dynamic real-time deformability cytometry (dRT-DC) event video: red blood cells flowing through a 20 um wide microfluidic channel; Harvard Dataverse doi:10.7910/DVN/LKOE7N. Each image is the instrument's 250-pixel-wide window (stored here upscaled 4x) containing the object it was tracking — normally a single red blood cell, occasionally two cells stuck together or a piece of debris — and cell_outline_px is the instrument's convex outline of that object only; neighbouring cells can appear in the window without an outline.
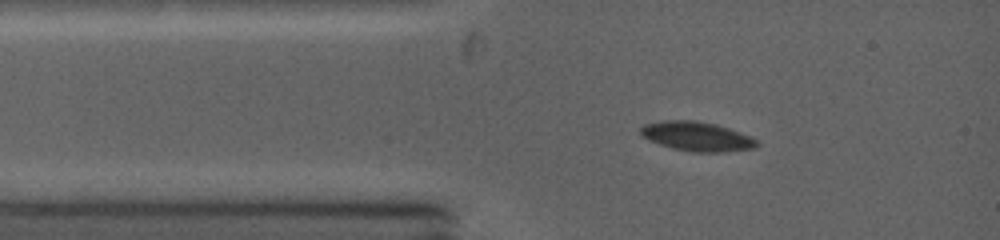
{"species": "common noctule bat (a hibernating species)", "species_latin": "Nyctalus noctula", "temperature_condition": "warm", "stored_images_in_passage": 8, "camera_frame_rate_fps": 5000, "um_per_image_px": 0.085, "animal": {"sex": "female", "body_mass_g": 19.0, "forearm_length_mm": 53.3}, "frame": {"image": 1, "passage_image": 1, "time_ms": 0.0, "image_size_px": [1000, 240], "cell_outline_px": [[760, 144], [756, 148], [724, 152], [692, 152], [672, 148], [648, 140], [640, 136], [640, 128], [644, 124], [660, 120], [696, 120], [716, 124], [752, 136]], "centroid_in_image_um": [59.23, 11.59], "position_along_channel_um": 25.8, "area_um2": 20.17}}
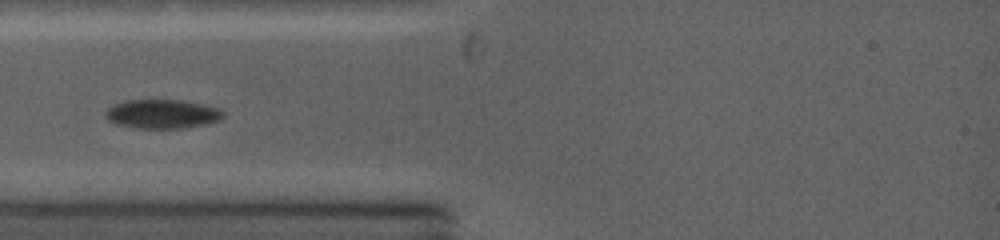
{"frame": {"image": 2, "passage_image": 4, "time_ms": 1.4, "image_size_px": [1000, 240], "cell_outline_px": [[224, 116], [220, 120], [208, 124], [184, 128], [136, 128], [116, 124], [108, 120], [104, 112], [108, 108], [124, 100], [180, 100], [220, 108], [224, 112]], "centroid_in_image_um": [13.81, 9.69], "position_along_channel_um": 71.2, "area_um2": 19.94}}
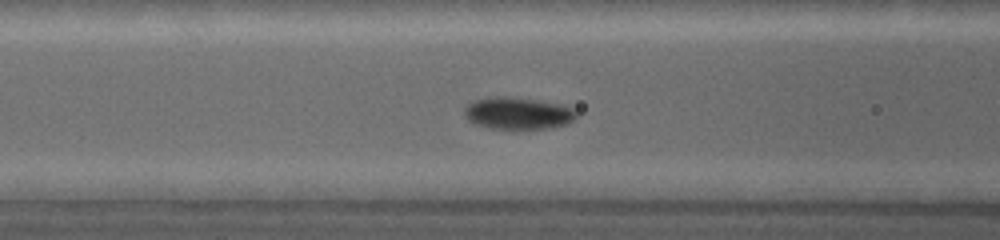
{"frame": {"image": 3, "passage_image": 7, "time_ms": 2.6, "image_size_px": [1000, 240], "cell_outline_px": [[576, 116], [568, 124], [548, 128], [520, 132], [488, 128], [472, 124], [464, 116], [464, 108], [468, 104], [476, 100], [532, 100], [556, 104], [572, 108], [576, 112]], "centroid_in_image_um": [44.01, 9.75], "position_along_channel_um": 122.6, "area_um2": 20.46}}